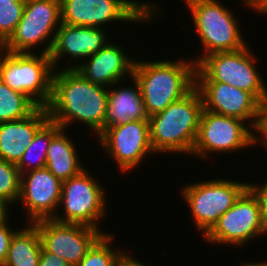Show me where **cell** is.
<instances>
[{
  "label": "cell",
  "mask_w": 267,
  "mask_h": 266,
  "mask_svg": "<svg viewBox=\"0 0 267 266\" xmlns=\"http://www.w3.org/2000/svg\"><path fill=\"white\" fill-rule=\"evenodd\" d=\"M61 129L52 139L47 150L46 168L61 182L81 173L85 168L79 160L74 140Z\"/></svg>",
  "instance_id": "21"
},
{
  "label": "cell",
  "mask_w": 267,
  "mask_h": 266,
  "mask_svg": "<svg viewBox=\"0 0 267 266\" xmlns=\"http://www.w3.org/2000/svg\"><path fill=\"white\" fill-rule=\"evenodd\" d=\"M87 170L84 169L78 175L62 182L59 208L62 207L64 213H59L62 210L58 211L53 219L64 223L87 225L106 234L99 224L108 214L106 189Z\"/></svg>",
  "instance_id": "8"
},
{
  "label": "cell",
  "mask_w": 267,
  "mask_h": 266,
  "mask_svg": "<svg viewBox=\"0 0 267 266\" xmlns=\"http://www.w3.org/2000/svg\"><path fill=\"white\" fill-rule=\"evenodd\" d=\"M59 124L48 120L35 134L16 165L20 174L46 167L47 150L51 139L61 130Z\"/></svg>",
  "instance_id": "23"
},
{
  "label": "cell",
  "mask_w": 267,
  "mask_h": 266,
  "mask_svg": "<svg viewBox=\"0 0 267 266\" xmlns=\"http://www.w3.org/2000/svg\"><path fill=\"white\" fill-rule=\"evenodd\" d=\"M26 0H0V47L14 33L23 15Z\"/></svg>",
  "instance_id": "27"
},
{
  "label": "cell",
  "mask_w": 267,
  "mask_h": 266,
  "mask_svg": "<svg viewBox=\"0 0 267 266\" xmlns=\"http://www.w3.org/2000/svg\"><path fill=\"white\" fill-rule=\"evenodd\" d=\"M159 7L137 0H60L61 23L97 28L113 22L150 23L162 15Z\"/></svg>",
  "instance_id": "4"
},
{
  "label": "cell",
  "mask_w": 267,
  "mask_h": 266,
  "mask_svg": "<svg viewBox=\"0 0 267 266\" xmlns=\"http://www.w3.org/2000/svg\"><path fill=\"white\" fill-rule=\"evenodd\" d=\"M249 187L258 196L261 205V222L264 236L267 234V179L263 184L249 183Z\"/></svg>",
  "instance_id": "29"
},
{
  "label": "cell",
  "mask_w": 267,
  "mask_h": 266,
  "mask_svg": "<svg viewBox=\"0 0 267 266\" xmlns=\"http://www.w3.org/2000/svg\"><path fill=\"white\" fill-rule=\"evenodd\" d=\"M257 143H261V146H262V148L264 147L265 148V150H267V140H255V147H256V145H259V144H257Z\"/></svg>",
  "instance_id": "36"
},
{
  "label": "cell",
  "mask_w": 267,
  "mask_h": 266,
  "mask_svg": "<svg viewBox=\"0 0 267 266\" xmlns=\"http://www.w3.org/2000/svg\"><path fill=\"white\" fill-rule=\"evenodd\" d=\"M10 207L11 206H9V204H7L4 200L0 199V223L5 222L10 217L9 215L12 213Z\"/></svg>",
  "instance_id": "33"
},
{
  "label": "cell",
  "mask_w": 267,
  "mask_h": 266,
  "mask_svg": "<svg viewBox=\"0 0 267 266\" xmlns=\"http://www.w3.org/2000/svg\"><path fill=\"white\" fill-rule=\"evenodd\" d=\"M216 52L204 56L195 69V82H220L251 93L261 104L267 99V84L256 66L257 58L249 48Z\"/></svg>",
  "instance_id": "6"
},
{
  "label": "cell",
  "mask_w": 267,
  "mask_h": 266,
  "mask_svg": "<svg viewBox=\"0 0 267 266\" xmlns=\"http://www.w3.org/2000/svg\"><path fill=\"white\" fill-rule=\"evenodd\" d=\"M263 235L261 205L258 196L248 187L202 238L212 245L243 248Z\"/></svg>",
  "instance_id": "11"
},
{
  "label": "cell",
  "mask_w": 267,
  "mask_h": 266,
  "mask_svg": "<svg viewBox=\"0 0 267 266\" xmlns=\"http://www.w3.org/2000/svg\"><path fill=\"white\" fill-rule=\"evenodd\" d=\"M144 61L135 59L132 77L138 82L147 115L165 110L195 86L196 64L187 58Z\"/></svg>",
  "instance_id": "2"
},
{
  "label": "cell",
  "mask_w": 267,
  "mask_h": 266,
  "mask_svg": "<svg viewBox=\"0 0 267 266\" xmlns=\"http://www.w3.org/2000/svg\"><path fill=\"white\" fill-rule=\"evenodd\" d=\"M129 79L133 81L131 84L134 86L125 87L123 81L122 83L119 81L110 86L112 89L108 87L103 131L111 126H119L135 120H149L139 84L135 78L130 77ZM120 84H124V86L122 87Z\"/></svg>",
  "instance_id": "20"
},
{
  "label": "cell",
  "mask_w": 267,
  "mask_h": 266,
  "mask_svg": "<svg viewBox=\"0 0 267 266\" xmlns=\"http://www.w3.org/2000/svg\"><path fill=\"white\" fill-rule=\"evenodd\" d=\"M62 182L46 167L21 174L20 202L26 223L52 219L59 208Z\"/></svg>",
  "instance_id": "15"
},
{
  "label": "cell",
  "mask_w": 267,
  "mask_h": 266,
  "mask_svg": "<svg viewBox=\"0 0 267 266\" xmlns=\"http://www.w3.org/2000/svg\"><path fill=\"white\" fill-rule=\"evenodd\" d=\"M37 227L42 247L64 259L70 266H77L87 251L103 235L93 227L64 223L52 219L33 222Z\"/></svg>",
  "instance_id": "14"
},
{
  "label": "cell",
  "mask_w": 267,
  "mask_h": 266,
  "mask_svg": "<svg viewBox=\"0 0 267 266\" xmlns=\"http://www.w3.org/2000/svg\"><path fill=\"white\" fill-rule=\"evenodd\" d=\"M36 108L26 95L11 89L0 80V123L23 119Z\"/></svg>",
  "instance_id": "24"
},
{
  "label": "cell",
  "mask_w": 267,
  "mask_h": 266,
  "mask_svg": "<svg viewBox=\"0 0 267 266\" xmlns=\"http://www.w3.org/2000/svg\"><path fill=\"white\" fill-rule=\"evenodd\" d=\"M41 238L33 223L17 230L10 242L7 257L1 266H39Z\"/></svg>",
  "instance_id": "22"
},
{
  "label": "cell",
  "mask_w": 267,
  "mask_h": 266,
  "mask_svg": "<svg viewBox=\"0 0 267 266\" xmlns=\"http://www.w3.org/2000/svg\"><path fill=\"white\" fill-rule=\"evenodd\" d=\"M240 265H242V266H267V260L266 261H264L263 260V262L261 261H259V262H245V261H243Z\"/></svg>",
  "instance_id": "35"
},
{
  "label": "cell",
  "mask_w": 267,
  "mask_h": 266,
  "mask_svg": "<svg viewBox=\"0 0 267 266\" xmlns=\"http://www.w3.org/2000/svg\"><path fill=\"white\" fill-rule=\"evenodd\" d=\"M60 24V0H26L21 20L1 48L32 53L36 51L32 49L43 44L42 53L49 54Z\"/></svg>",
  "instance_id": "10"
},
{
  "label": "cell",
  "mask_w": 267,
  "mask_h": 266,
  "mask_svg": "<svg viewBox=\"0 0 267 266\" xmlns=\"http://www.w3.org/2000/svg\"><path fill=\"white\" fill-rule=\"evenodd\" d=\"M107 89L89 82L75 69L54 70L52 95L46 107L50 120L63 129L82 123L98 137L103 132Z\"/></svg>",
  "instance_id": "1"
},
{
  "label": "cell",
  "mask_w": 267,
  "mask_h": 266,
  "mask_svg": "<svg viewBox=\"0 0 267 266\" xmlns=\"http://www.w3.org/2000/svg\"><path fill=\"white\" fill-rule=\"evenodd\" d=\"M49 54L8 52L0 47V80L26 95L37 107H47L54 74Z\"/></svg>",
  "instance_id": "7"
},
{
  "label": "cell",
  "mask_w": 267,
  "mask_h": 266,
  "mask_svg": "<svg viewBox=\"0 0 267 266\" xmlns=\"http://www.w3.org/2000/svg\"><path fill=\"white\" fill-rule=\"evenodd\" d=\"M203 110L202 97L194 86L165 110L150 116V141L155 154L191 156Z\"/></svg>",
  "instance_id": "3"
},
{
  "label": "cell",
  "mask_w": 267,
  "mask_h": 266,
  "mask_svg": "<svg viewBox=\"0 0 267 266\" xmlns=\"http://www.w3.org/2000/svg\"><path fill=\"white\" fill-rule=\"evenodd\" d=\"M20 184L21 174L17 166L0 159V199L11 207L18 205Z\"/></svg>",
  "instance_id": "26"
},
{
  "label": "cell",
  "mask_w": 267,
  "mask_h": 266,
  "mask_svg": "<svg viewBox=\"0 0 267 266\" xmlns=\"http://www.w3.org/2000/svg\"><path fill=\"white\" fill-rule=\"evenodd\" d=\"M195 87L205 110L238 118L255 131L261 103L251 93L220 82H195Z\"/></svg>",
  "instance_id": "16"
},
{
  "label": "cell",
  "mask_w": 267,
  "mask_h": 266,
  "mask_svg": "<svg viewBox=\"0 0 267 266\" xmlns=\"http://www.w3.org/2000/svg\"><path fill=\"white\" fill-rule=\"evenodd\" d=\"M47 108L37 107L29 116L0 123V159L17 165L37 131L49 120Z\"/></svg>",
  "instance_id": "19"
},
{
  "label": "cell",
  "mask_w": 267,
  "mask_h": 266,
  "mask_svg": "<svg viewBox=\"0 0 267 266\" xmlns=\"http://www.w3.org/2000/svg\"><path fill=\"white\" fill-rule=\"evenodd\" d=\"M255 140H267V99L260 105L259 120L255 129Z\"/></svg>",
  "instance_id": "30"
},
{
  "label": "cell",
  "mask_w": 267,
  "mask_h": 266,
  "mask_svg": "<svg viewBox=\"0 0 267 266\" xmlns=\"http://www.w3.org/2000/svg\"><path fill=\"white\" fill-rule=\"evenodd\" d=\"M181 188L183 200L190 207L197 231L204 236L249 187L244 183L222 178L200 180Z\"/></svg>",
  "instance_id": "9"
},
{
  "label": "cell",
  "mask_w": 267,
  "mask_h": 266,
  "mask_svg": "<svg viewBox=\"0 0 267 266\" xmlns=\"http://www.w3.org/2000/svg\"><path fill=\"white\" fill-rule=\"evenodd\" d=\"M88 60V61H87ZM135 58L129 57L125 47L109 41L96 54L89 56L75 70L85 79L104 87L132 77ZM125 78V79H124Z\"/></svg>",
  "instance_id": "18"
},
{
  "label": "cell",
  "mask_w": 267,
  "mask_h": 266,
  "mask_svg": "<svg viewBox=\"0 0 267 266\" xmlns=\"http://www.w3.org/2000/svg\"><path fill=\"white\" fill-rule=\"evenodd\" d=\"M144 263L145 262L142 263L141 261L136 259L134 255L132 256L131 254H129L119 266H150Z\"/></svg>",
  "instance_id": "34"
},
{
  "label": "cell",
  "mask_w": 267,
  "mask_h": 266,
  "mask_svg": "<svg viewBox=\"0 0 267 266\" xmlns=\"http://www.w3.org/2000/svg\"><path fill=\"white\" fill-rule=\"evenodd\" d=\"M241 4L244 5V8L267 15V0H242Z\"/></svg>",
  "instance_id": "32"
},
{
  "label": "cell",
  "mask_w": 267,
  "mask_h": 266,
  "mask_svg": "<svg viewBox=\"0 0 267 266\" xmlns=\"http://www.w3.org/2000/svg\"><path fill=\"white\" fill-rule=\"evenodd\" d=\"M39 266H70L64 259L54 253L47 252L43 247Z\"/></svg>",
  "instance_id": "31"
},
{
  "label": "cell",
  "mask_w": 267,
  "mask_h": 266,
  "mask_svg": "<svg viewBox=\"0 0 267 266\" xmlns=\"http://www.w3.org/2000/svg\"><path fill=\"white\" fill-rule=\"evenodd\" d=\"M218 0H185L191 12L202 52L192 60L197 64L204 56L216 52L237 51L245 47L247 41L241 34L240 24L233 12ZM204 48V49H203Z\"/></svg>",
  "instance_id": "5"
},
{
  "label": "cell",
  "mask_w": 267,
  "mask_h": 266,
  "mask_svg": "<svg viewBox=\"0 0 267 266\" xmlns=\"http://www.w3.org/2000/svg\"><path fill=\"white\" fill-rule=\"evenodd\" d=\"M10 219L13 218L9 217L5 222L0 223V266L4 263L7 257L11 239L14 233L18 230L17 228H11L13 226L9 225V221H11Z\"/></svg>",
  "instance_id": "28"
},
{
  "label": "cell",
  "mask_w": 267,
  "mask_h": 266,
  "mask_svg": "<svg viewBox=\"0 0 267 266\" xmlns=\"http://www.w3.org/2000/svg\"><path fill=\"white\" fill-rule=\"evenodd\" d=\"M98 143L119 171L134 172L147 155L155 152L150 141L149 120H135L111 126L98 136Z\"/></svg>",
  "instance_id": "13"
},
{
  "label": "cell",
  "mask_w": 267,
  "mask_h": 266,
  "mask_svg": "<svg viewBox=\"0 0 267 266\" xmlns=\"http://www.w3.org/2000/svg\"><path fill=\"white\" fill-rule=\"evenodd\" d=\"M113 239L115 237L112 233L103 234L77 266H119L130 253L120 251L117 247L114 250L111 246Z\"/></svg>",
  "instance_id": "25"
},
{
  "label": "cell",
  "mask_w": 267,
  "mask_h": 266,
  "mask_svg": "<svg viewBox=\"0 0 267 266\" xmlns=\"http://www.w3.org/2000/svg\"><path fill=\"white\" fill-rule=\"evenodd\" d=\"M108 34L104 28L70 26L61 23L55 33L54 42L49 53L54 69L59 70L61 68L59 66L60 61L69 59V57L73 65L66 66L65 69H76L83 60L96 54L110 41L108 40L110 34Z\"/></svg>",
  "instance_id": "17"
},
{
  "label": "cell",
  "mask_w": 267,
  "mask_h": 266,
  "mask_svg": "<svg viewBox=\"0 0 267 266\" xmlns=\"http://www.w3.org/2000/svg\"><path fill=\"white\" fill-rule=\"evenodd\" d=\"M245 123L204 109L191 155L207 159L209 153L228 154L252 147L255 145V131Z\"/></svg>",
  "instance_id": "12"
}]
</instances>
